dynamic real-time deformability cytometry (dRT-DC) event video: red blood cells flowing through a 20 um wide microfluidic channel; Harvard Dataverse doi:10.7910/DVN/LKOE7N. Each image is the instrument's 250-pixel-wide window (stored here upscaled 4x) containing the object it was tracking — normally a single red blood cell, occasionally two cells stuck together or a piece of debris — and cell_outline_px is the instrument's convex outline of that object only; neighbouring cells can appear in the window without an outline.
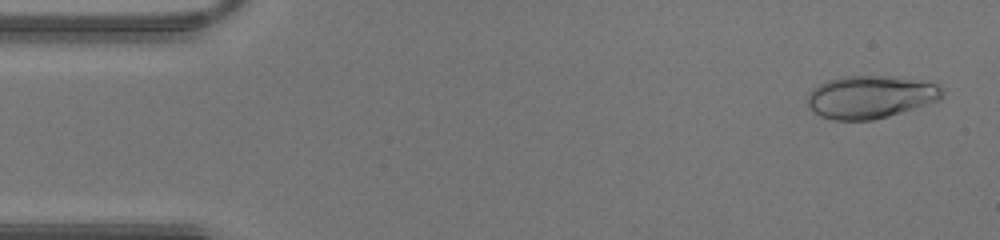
{"species": "human", "species_latin": "Homo sapiens", "temperature_condition": "warm", "stored_images_in_passage": 42, "camera_frame_rate_fps": 3000, "um_per_image_px": 0.085, "donor": {"sex": "male"}, "frame": {"image": 1, "passage_image": 2, "time_ms": 0.333, "image_size_px": [1000, 240], "cell_outline_px": [[944, 92], [940, 100], [888, 116], [872, 120], [832, 120], [820, 116], [812, 112], [808, 104], [808, 92], [812, 88], [828, 80], [844, 76], [888, 76], [936, 84]], "centroid_in_image_um": [73.93, 8.25], "position_along_channel_um": 11.1, "area_um2": 33.29}}
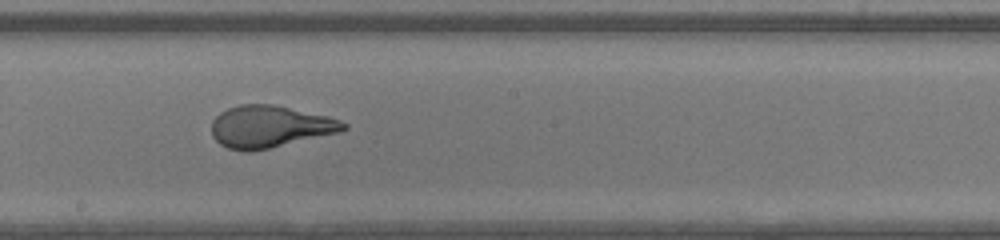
{"frame": {"image": 2, "passage_image": 23, "time_ms": 7.333, "image_size_px": [1000, 240], "cell_outline_px": [[348, 128], [340, 132], [252, 152], [244, 152], [228, 148], [220, 144], [212, 136], [212, 120], [220, 112], [228, 108], [240, 104], [272, 104], [328, 116], [340, 120], [348, 124]], "centroid_in_image_um": [22.93, 10.77], "position_along_channel_um": 225.3, "area_um2": 32.37}}
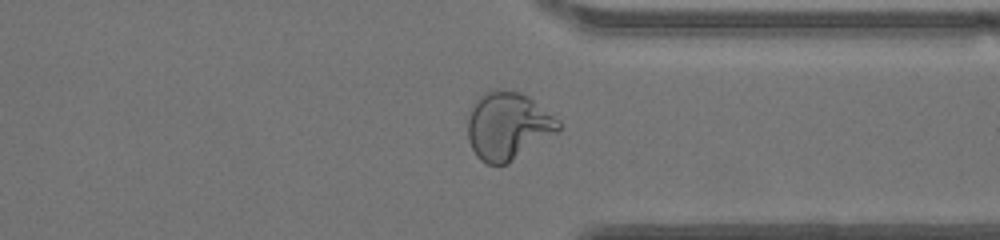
{"frame": {"image": 3, "passage_image": 32, "time_ms": 10.333, "image_size_px": [1000, 240], "cell_outline_px": [[560, 132], [508, 164], [488, 164], [480, 160], [476, 156], [468, 140], [468, 116], [472, 104], [484, 92], [496, 88], [500, 88], [520, 92], [528, 96], [560, 120]], "centroid_in_image_um": [43.19, 10.7], "position_along_channel_um": 368.2, "area_um2": 36.36}}